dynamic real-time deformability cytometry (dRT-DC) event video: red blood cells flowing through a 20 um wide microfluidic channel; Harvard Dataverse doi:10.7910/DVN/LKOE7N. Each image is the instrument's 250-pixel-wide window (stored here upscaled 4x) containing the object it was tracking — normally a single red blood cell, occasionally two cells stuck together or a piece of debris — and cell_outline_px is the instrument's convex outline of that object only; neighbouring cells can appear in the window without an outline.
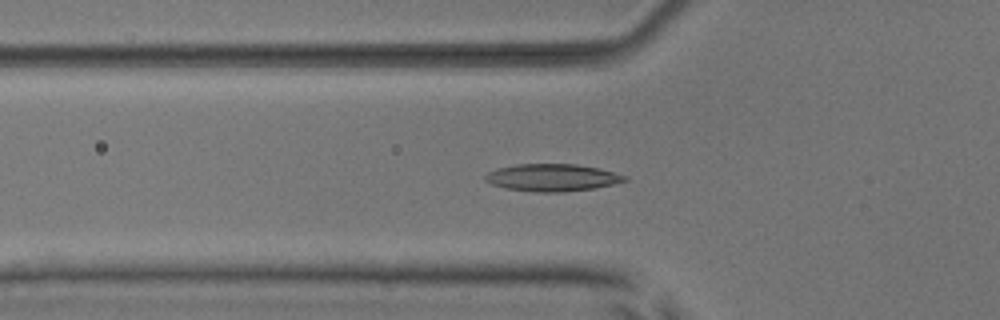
{"species": "common noctule bat (a hibernating species)", "species_latin": "Nyctalus noctula", "temperature_condition": "room temperature", "stored_images_in_passage": 54, "camera_frame_rate_fps": 3000, "um_per_image_px": 0.085, "animal": {"sex": "male", "body_mass_g": 17.9, "forearm_length_mm": 54.2}, "frame": {"image": 1, "passage_image": 19, "time_ms": 6.0, "image_size_px": [1000, 320], "cell_outline_px": [[628, 180], [596, 188], [564, 192], [536, 192], [504, 188], [492, 184], [484, 180], [484, 176], [488, 172], [496, 168], [516, 164], [576, 164], [596, 168], [628, 176]], "centroid_in_image_um": [46.9, 15.1], "position_along_channel_um": 78.9, "area_um2": 22.2}}
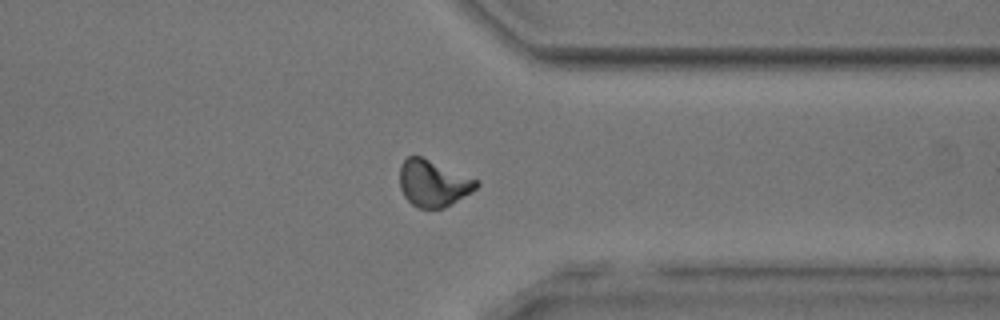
{"frame": {"image": 2, "passage_image": 42, "time_ms": 13.667, "image_size_px": [1000, 320], "cell_outline_px": [[480, 184], [472, 192], [444, 208], [416, 208], [404, 196], [400, 188], [400, 164], [408, 156], [420, 156], [480, 180]], "centroid_in_image_um": [36.83, 15.58], "position_along_channel_um": 374.6, "area_um2": 20.87}}
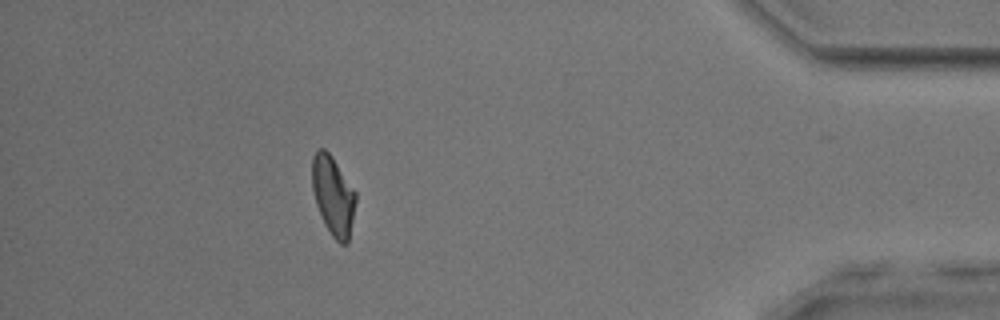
{"frame": {"image": 3, "passage_image": 48, "time_ms": 15.667, "image_size_px": [1000, 320], "cell_outline_px": [[356, 200], [348, 244], [340, 244], [332, 236], [324, 224], [316, 204], [312, 188], [312, 156], [320, 148], [324, 148], [332, 156], [356, 192]], "centroid_in_image_um": [28.31, 16.64], "position_along_channel_um": 406.9, "area_um2": 20.11}, "authors_computed_cell_mechanics": {"area_um2": 20.2878, "velocity_mm_per_s": 3.8886, "shape_relaxation_time_tau1_ms": 5.5033, "shape_relaxation_time_tau2_ms": 2.3184, "deformation_change_tau1": 0.156, "deformation_change_tau2": 0.0882}}